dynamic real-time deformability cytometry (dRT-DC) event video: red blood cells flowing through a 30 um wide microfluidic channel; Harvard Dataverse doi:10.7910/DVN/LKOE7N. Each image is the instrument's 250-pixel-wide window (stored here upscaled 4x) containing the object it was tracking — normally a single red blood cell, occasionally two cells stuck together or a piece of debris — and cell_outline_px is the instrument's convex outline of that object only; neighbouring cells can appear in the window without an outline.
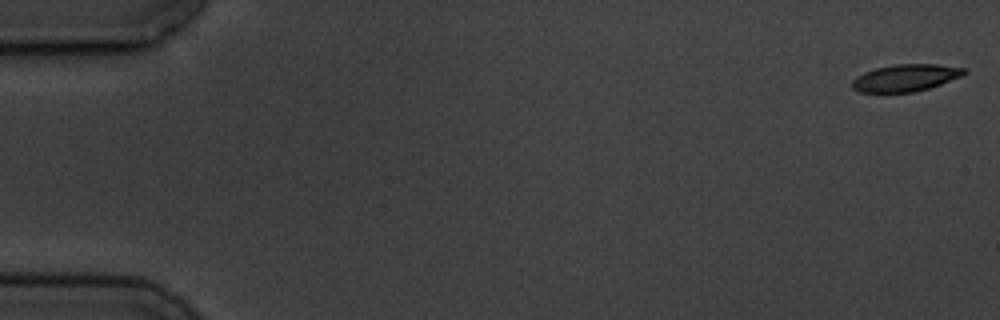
{"species": "common noctule bat (a hibernating species)", "species_latin": "Nyctalus noctula", "temperature_condition": "cold", "stored_images_in_passage": 10, "camera_frame_rate_fps": 3000, "um_per_image_px": 0.085, "animal": {"sex": "male", "body_mass_g": 19.5, "forearm_length_mm": 54.6}, "frame": {"image": 1, "passage_image": 1, "time_ms": 0.0, "image_size_px": [1000, 320], "cell_outline_px": [[968, 72], [960, 76], [940, 84], [916, 92], [860, 92], [852, 88], [852, 80], [856, 76], [864, 72], [876, 68], [896, 64], [936, 64], [964, 68]], "centroid_in_image_um": [76.94, 6.61], "position_along_channel_um": 8.1, "area_um2": 17.51}}
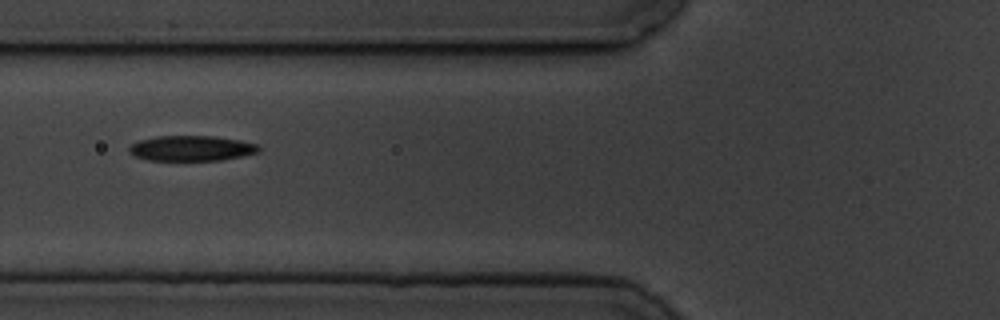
{"frame": {"image": 2, "passage_image": 7, "time_ms": 7.0, "image_size_px": [1000, 320], "cell_outline_px": [[260, 152], [244, 156], [220, 160], [148, 160], [136, 156], [128, 152], [128, 148], [132, 144], [140, 140], [156, 136], [216, 136], [240, 140], [256, 144], [260, 148]], "centroid_in_image_um": [16.29, 12.6], "position_along_channel_um": 109.5, "area_um2": 19.13}}
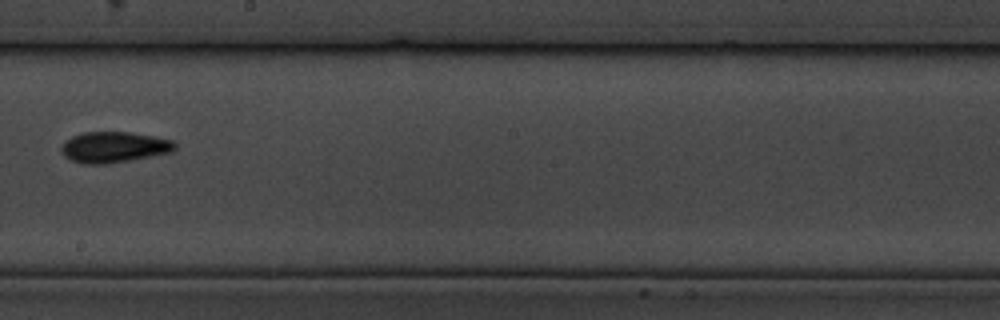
{"frame": {"image": 3, "passage_image": 10, "time_ms": 10.667, "image_size_px": [1000, 320], "cell_outline_px": [[176, 148], [172, 152], [152, 156], [104, 164], [80, 164], [64, 156], [60, 152], [60, 148], [64, 140], [72, 136], [84, 132], [128, 132], [156, 136], [172, 140], [176, 144]], "centroid_in_image_um": [9.66, 12.5], "position_along_channel_um": 238.5, "area_um2": 20.58}}